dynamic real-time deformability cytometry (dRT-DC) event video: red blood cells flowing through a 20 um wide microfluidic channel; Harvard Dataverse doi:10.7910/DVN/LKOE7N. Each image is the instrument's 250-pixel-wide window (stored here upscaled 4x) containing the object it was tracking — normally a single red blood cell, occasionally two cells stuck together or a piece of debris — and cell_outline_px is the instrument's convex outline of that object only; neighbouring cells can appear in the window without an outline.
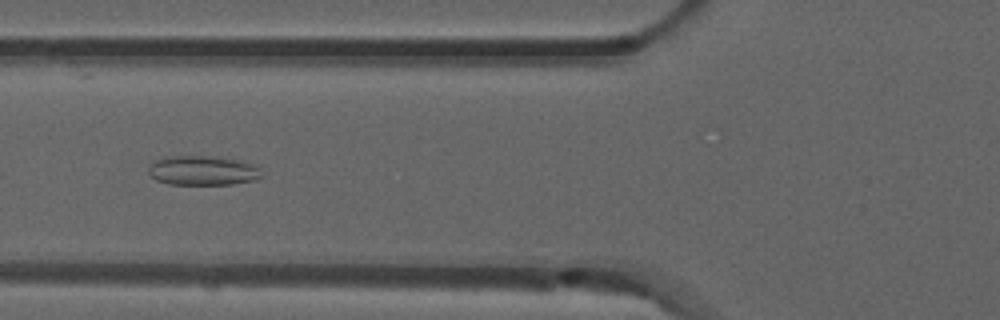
{"species": "common noctule bat (a hibernating species)", "species_latin": "Nyctalus noctula", "temperature_condition": "room temperature", "stored_images_in_passage": 8, "camera_frame_rate_fps": 3000, "um_per_image_px": 0.085, "animal": {"sex": "male", "forearm_length_mm": 52.5}, "frame": {"image": 1, "passage_image": 5, "time_ms": 1.333, "image_size_px": [1000, 320], "cell_outline_px": [[264, 176], [252, 180], [232, 184], [168, 184], [156, 180], [148, 172], [148, 164], [164, 156], [212, 156], [244, 160], [260, 168]], "centroid_in_image_um": [17.24, 14.48], "position_along_channel_um": 108.6, "area_um2": 19.71}}
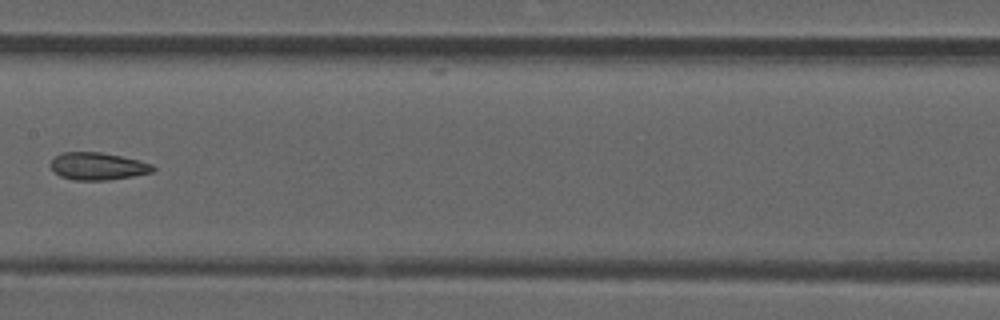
{"frame": {"image": 2, "passage_image": 7, "time_ms": 2.0, "image_size_px": [1000, 320], "cell_outline_px": [[156, 168], [152, 172], [132, 176], [108, 180], [72, 180], [60, 176], [48, 164], [60, 152], [100, 152], [140, 160], [152, 164]], "centroid_in_image_um": [8.3, 14.13], "position_along_channel_um": 199.1, "area_um2": 16.36}}
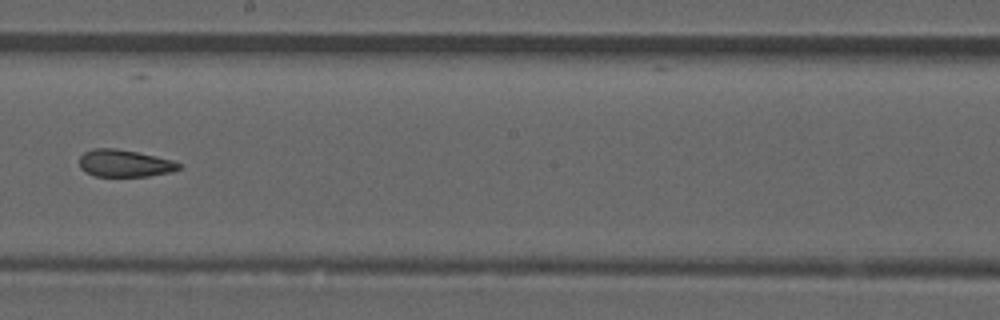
{"frame": {"image": 3, "passage_image": 8, "time_ms": 2.333, "image_size_px": [1000, 320], "cell_outline_px": [[184, 164], [180, 168], [172, 172], [148, 176], [96, 176], [84, 172], [80, 168], [80, 156], [84, 152], [92, 148], [116, 148], [136, 152], [172, 160]], "centroid_in_image_um": [10.59, 13.88], "position_along_channel_um": 237.6, "area_um2": 15.84}}